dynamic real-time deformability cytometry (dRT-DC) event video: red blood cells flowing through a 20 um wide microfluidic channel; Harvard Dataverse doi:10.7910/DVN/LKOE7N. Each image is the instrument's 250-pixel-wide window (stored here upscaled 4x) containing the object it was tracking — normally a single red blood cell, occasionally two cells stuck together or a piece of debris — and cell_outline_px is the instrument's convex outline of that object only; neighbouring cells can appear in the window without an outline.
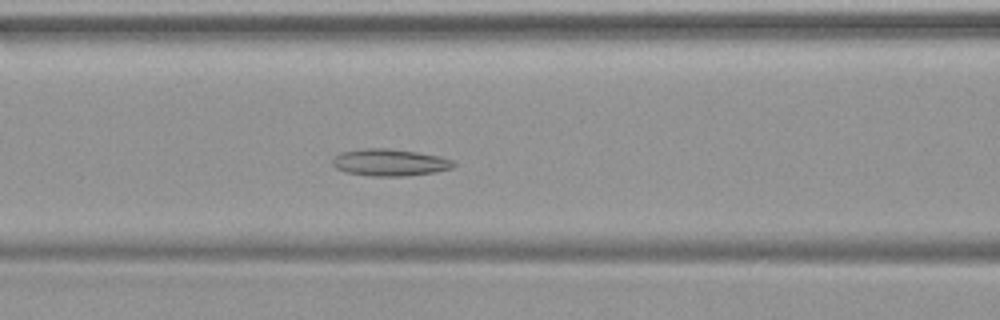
{"species": "common noctule bat (a hibernating species)", "species_latin": "Nyctalus noctula", "temperature_condition": "warm", "stored_images_in_passage": 48, "camera_frame_rate_fps": 3000, "um_per_image_px": 0.085, "animal": {"sex": "female", "body_mass_g": 19.9}, "frame": {"image": 1, "passage_image": 20, "time_ms": 6.333, "image_size_px": [1000, 320], "cell_outline_px": [[456, 164], [452, 168], [432, 172], [408, 176], [372, 176], [344, 172], [336, 168], [332, 164], [332, 156], [340, 152], [364, 148], [388, 148], [416, 152], [440, 156], [452, 160]], "centroid_in_image_um": [33.08, 13.8], "position_along_channel_um": 133.5, "area_um2": 19.13}}
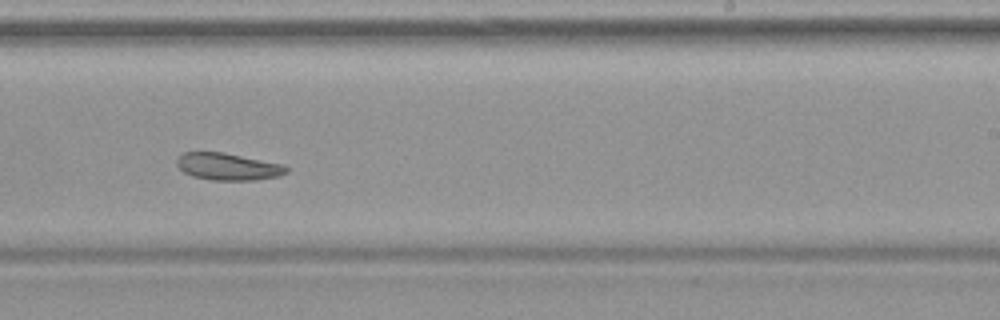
{"frame": {"image": 2, "passage_image": 30, "time_ms": 9.667, "image_size_px": [1000, 320], "cell_outline_px": [[288, 172], [280, 176], [256, 180], [212, 180], [192, 176], [184, 172], [176, 164], [176, 160], [184, 152], [224, 152], [284, 164], [288, 168]], "centroid_in_image_um": [19.41, 14.16], "position_along_channel_um": 269.6, "area_um2": 17.4}}
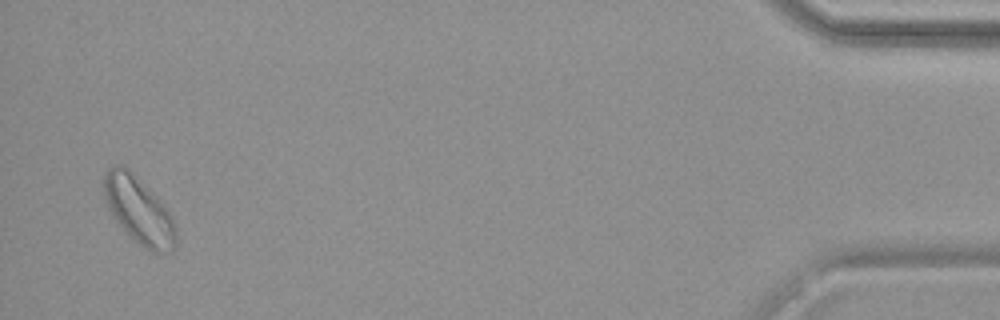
{"frame": {"image": 3, "passage_image": 47, "time_ms": 15.333, "image_size_px": [1000, 320], "cell_outline_px": [[176, 248], [172, 252], [152, 252], [144, 248], [128, 236], [112, 216], [104, 200], [100, 180], [108, 168], [112, 164], [124, 164], [160, 200], [172, 216], [176, 228]], "centroid_in_image_um": [11.75, 17.86], "position_along_channel_um": 423.5, "area_um2": 28.84}}